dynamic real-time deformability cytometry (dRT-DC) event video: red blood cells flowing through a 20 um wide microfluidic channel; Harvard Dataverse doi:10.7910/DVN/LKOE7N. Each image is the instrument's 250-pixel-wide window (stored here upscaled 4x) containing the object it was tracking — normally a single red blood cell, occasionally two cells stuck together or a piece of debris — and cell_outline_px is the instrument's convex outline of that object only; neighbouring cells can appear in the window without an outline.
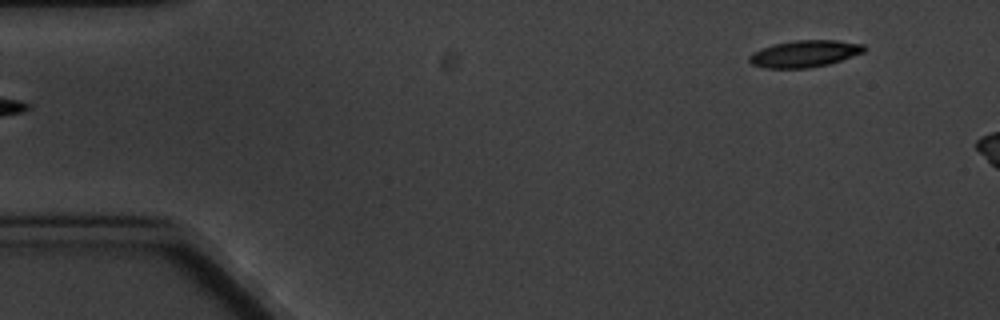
{"species": "common noctule bat (a hibernating species)", "species_latin": "Nyctalus noctula", "temperature_condition": "cold", "stored_images_in_passage": 5, "segment_of_instrument_passage": [2, 2], "camera_frame_rate_fps": 3000, "um_per_image_px": 0.085, "animal": {"sex": "male", "body_mass_g": 20.1, "forearm_length_mm": 53.5}, "frame": {"image": 1, "passage_image": 5, "time_ms": 5.0, "image_size_px": [1000, 320], "cell_outline_px": [[868, 48], [864, 52], [828, 64], [808, 68], [764, 68], [752, 64], [748, 60], [748, 56], [752, 52], [772, 44], [792, 40], [836, 40], [864, 44]], "centroid_in_image_um": [68.37, 4.55], "position_along_channel_um": 16.6, "area_um2": 18.09}}